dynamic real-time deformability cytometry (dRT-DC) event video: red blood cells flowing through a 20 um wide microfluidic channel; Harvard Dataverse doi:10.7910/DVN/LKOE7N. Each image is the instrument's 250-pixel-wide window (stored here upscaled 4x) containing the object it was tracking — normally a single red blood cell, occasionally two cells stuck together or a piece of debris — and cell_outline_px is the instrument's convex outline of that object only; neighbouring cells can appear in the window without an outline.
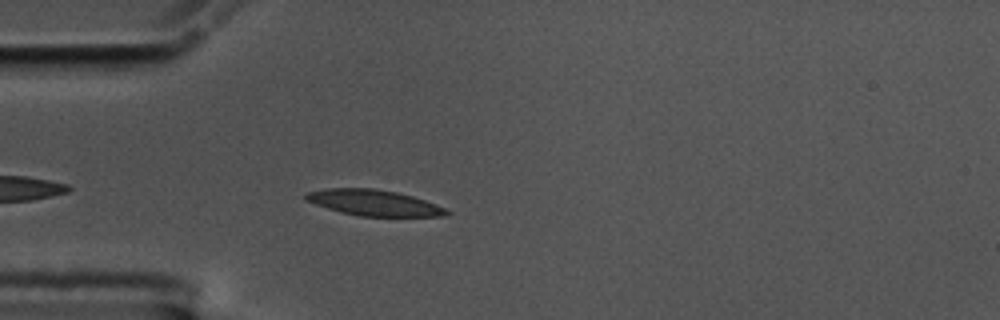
{"species": "common noctule bat (a hibernating species)", "species_latin": "Nyctalus noctula", "temperature_condition": "cold", "stored_images_in_passage": 28, "camera_frame_rate_fps": 3000, "um_per_image_px": 0.085, "animal": {"sex": "male", "body_mass_g": 17.5, "forearm_length_mm": 52.3}, "frame": {"image": 1, "passage_image": 5, "time_ms": 1.333, "image_size_px": [1000, 320], "cell_outline_px": [[452, 212], [444, 216], [360, 216], [340, 212], [304, 200], [304, 196], [308, 192], [328, 188], [372, 188], [396, 192], [412, 196], [436, 204]], "centroid_in_image_um": [31.78, 17.23], "position_along_channel_um": 53.2, "area_um2": 21.04}}